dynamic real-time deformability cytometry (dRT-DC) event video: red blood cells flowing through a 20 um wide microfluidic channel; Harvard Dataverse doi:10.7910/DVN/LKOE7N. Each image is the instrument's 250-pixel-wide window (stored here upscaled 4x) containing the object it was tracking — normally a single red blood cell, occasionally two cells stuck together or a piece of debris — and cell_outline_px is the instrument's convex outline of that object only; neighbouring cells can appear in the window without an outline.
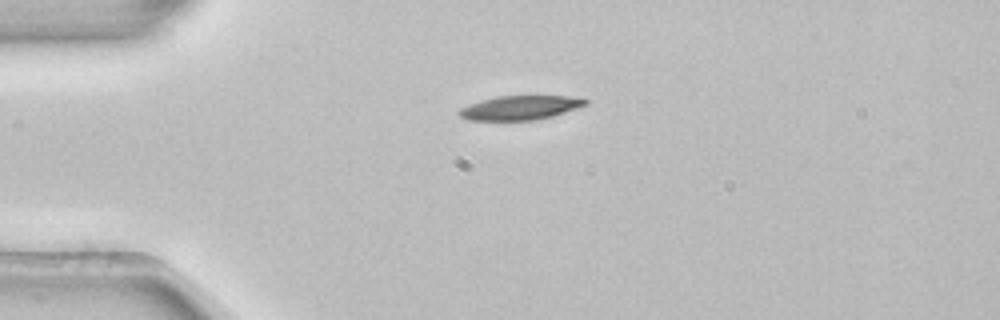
{"species": "common noctule bat (a hibernating species)", "species_latin": "Nyctalus noctula", "temperature_condition": "room temperature", "stored_images_in_passage": 3, "camera_frame_rate_fps": 3000, "um_per_image_px": 0.085, "animal": {"sex": "female", "body_mass_g": 22.7, "forearm_length_mm": 54.2}, "frame": {"image": 1, "passage_image": 1, "time_ms": 0.0, "image_size_px": [1000, 320], "cell_outline_px": [[588, 104], [552, 116], [532, 120], [468, 120], [460, 116], [456, 112], [460, 108], [496, 96], [584, 96], [588, 100]], "centroid_in_image_um": [44.26, 9.14], "position_along_channel_um": 40.7, "area_um2": 17.69}}